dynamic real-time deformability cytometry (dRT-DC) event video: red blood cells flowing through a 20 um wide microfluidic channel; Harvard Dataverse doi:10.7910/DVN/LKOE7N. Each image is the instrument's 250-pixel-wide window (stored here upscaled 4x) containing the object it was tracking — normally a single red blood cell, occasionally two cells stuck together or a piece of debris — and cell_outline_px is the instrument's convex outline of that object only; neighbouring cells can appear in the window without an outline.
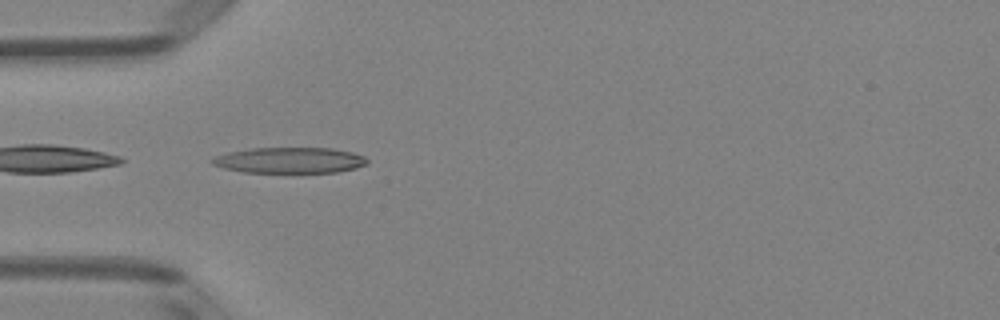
{"species": "Egyptian fruit bat (a non-hibernating species)", "species_latin": "Rousettus aegyptiacus", "temperature_condition": "room temperature", "stored_images_in_passage": 50, "camera_frame_rate_fps": 3000, "um_per_image_px": 0.085, "animal": {"sex": "female"}, "frame": {"image": 1, "passage_image": 15, "time_ms": 4.667, "image_size_px": [1000, 320], "cell_outline_px": [[368, 164], [356, 168], [336, 172], [244, 172], [224, 168], [212, 164], [212, 160], [216, 156], [228, 152], [252, 148], [332, 148], [352, 152], [364, 156], [368, 160]], "centroid_in_image_um": [24.66, 13.62], "position_along_channel_um": 60.3, "area_um2": 23.18}}
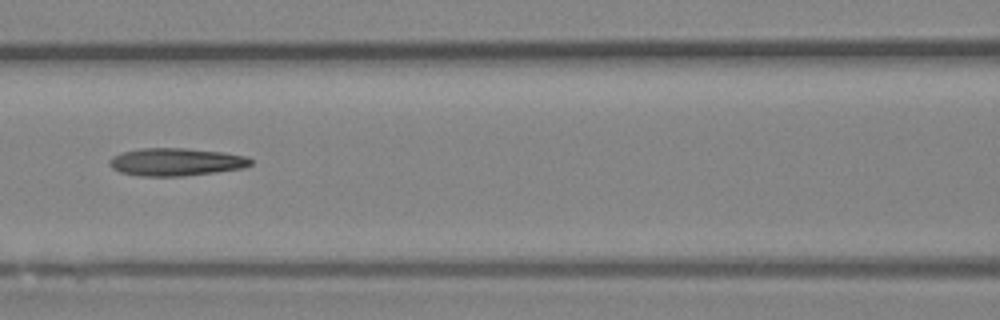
{"frame": {"image": 2, "passage_image": 22, "time_ms": 7.0, "image_size_px": [1000, 320], "cell_outline_px": [[252, 164], [244, 168], [216, 172], [184, 176], [136, 176], [120, 172], [112, 168], [108, 164], [108, 160], [112, 156], [124, 152], [140, 148], [184, 148], [224, 152], [244, 156], [252, 160]], "centroid_in_image_um": [14.93, 13.77], "position_along_channel_um": 151.7, "area_um2": 22.95}}
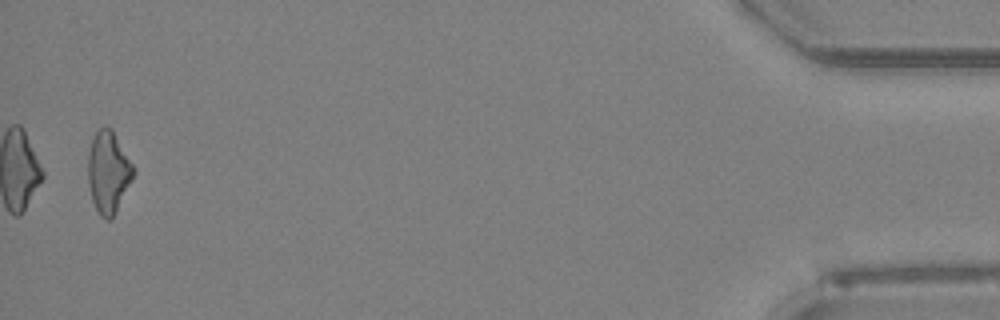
{"frame": {"image": 3, "passage_image": 49, "time_ms": 16.0, "image_size_px": [1000, 320], "cell_outline_px": [[136, 172], [112, 220], [104, 220], [100, 216], [92, 200], [88, 184], [88, 152], [92, 136], [104, 124], [112, 128], [136, 168]], "centroid_in_image_um": [9.22, 14.61], "position_along_channel_um": 426.0, "area_um2": 22.2}, "authors_computed_cell_mechanics": {"area_um2": 22.5131, "velocity_mm_per_s": 4.0045, "shape_relaxation_time_tau1_ms": 4.1888, "shape_relaxation_time_tau2_ms": 6.3563, "deformation_change_tau1": 0.1437, "deformation_change_tau2": 0.2206}}